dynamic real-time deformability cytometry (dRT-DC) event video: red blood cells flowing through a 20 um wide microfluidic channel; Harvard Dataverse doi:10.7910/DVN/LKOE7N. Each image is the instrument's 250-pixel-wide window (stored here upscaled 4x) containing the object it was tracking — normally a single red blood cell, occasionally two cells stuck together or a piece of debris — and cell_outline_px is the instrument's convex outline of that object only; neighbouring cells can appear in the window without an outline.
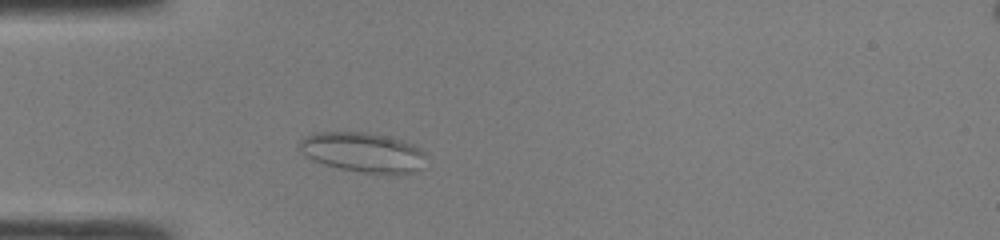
{"species": "common noctule bat (a hibernating species)", "species_latin": "Nyctalus noctula", "temperature_condition": "room temperature", "stored_images_in_passage": 37, "camera_frame_rate_fps": 3000, "um_per_image_px": 0.085, "animal": {"sex": "male", "body_mass_g": 19.0, "forearm_length_mm": 50.8}, "frame": {"image": 1, "passage_image": 6, "time_ms": 1.667, "image_size_px": [1000, 240], "cell_outline_px": [[424, 168], [420, 172], [388, 176], [360, 172], [340, 168], [324, 164], [312, 160], [300, 148], [300, 140], [304, 136], [316, 132], [364, 132], [384, 136], [400, 140], [424, 152]], "centroid_in_image_um": [30.89, 12.99], "position_along_channel_um": 54.1, "area_um2": 29.48}}
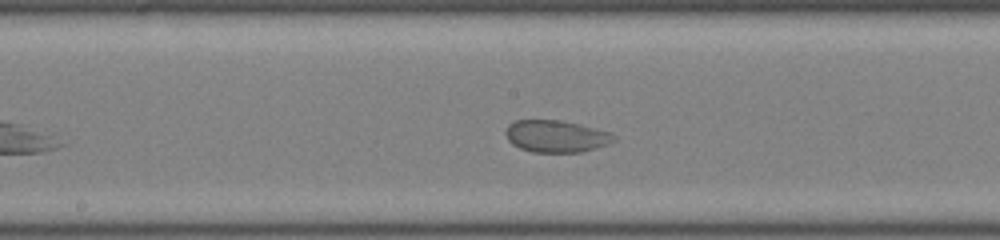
{"frame": {"image": 2, "passage_image": 17, "time_ms": 5.333, "image_size_px": [1000, 240], "cell_outline_px": [[616, 140], [608, 144], [596, 148], [580, 152], [532, 152], [520, 148], [512, 144], [508, 140], [504, 132], [508, 124], [516, 120], [560, 120], [612, 132], [616, 136]], "centroid_in_image_um": [47.26, 11.58], "position_along_channel_um": 200.9, "area_um2": 20.29}}
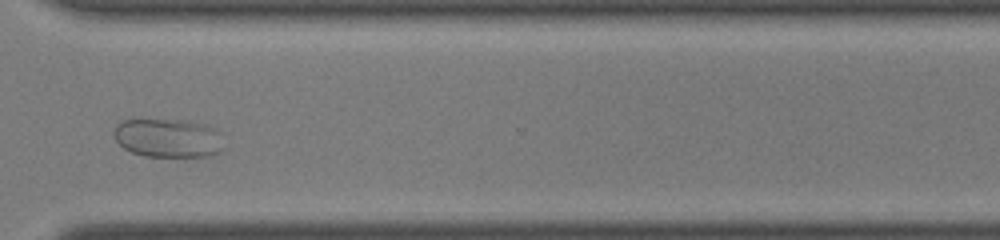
{"frame": {"image": 3, "passage_image": 28, "time_ms": 9.0, "image_size_px": [1000, 240], "cell_outline_px": [[224, 148], [220, 152], [212, 156], [144, 156], [132, 152], [124, 148], [116, 140], [112, 132], [116, 124], [120, 120], [132, 116], [140, 116], [180, 120], [204, 124], [216, 128], [220, 132]], "centroid_in_image_um": [14.23, 11.67], "position_along_channel_um": 356.4, "area_um2": 26.01}}